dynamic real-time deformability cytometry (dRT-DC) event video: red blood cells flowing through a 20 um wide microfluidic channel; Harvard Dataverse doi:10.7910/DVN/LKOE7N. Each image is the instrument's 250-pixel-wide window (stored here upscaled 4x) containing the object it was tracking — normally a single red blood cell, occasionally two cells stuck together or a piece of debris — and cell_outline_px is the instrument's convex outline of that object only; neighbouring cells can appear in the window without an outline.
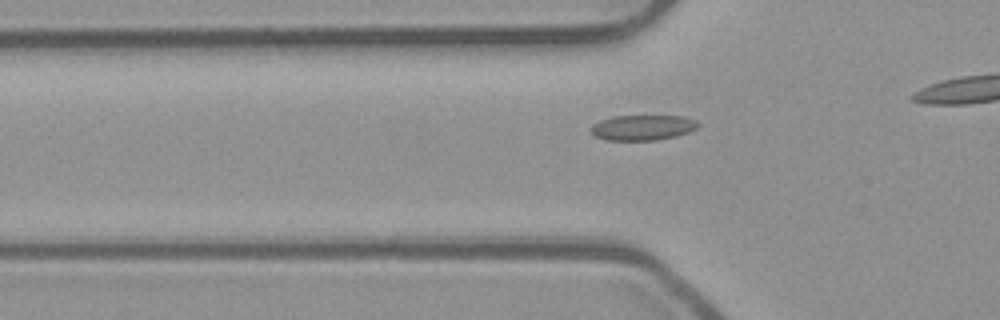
{"species": "common noctule bat (a hibernating species)", "species_latin": "Nyctalus noctula", "temperature_condition": "room temperature", "stored_images_in_passage": 33, "camera_frame_rate_fps": 3000, "um_per_image_px": 0.085, "animal": {"sex": "male", "body_mass_g": 23.1, "forearm_length_mm": 52.7}, "frame": {"image": 1, "passage_image": 8, "time_ms": 2.333, "image_size_px": [1000, 320], "cell_outline_px": [[700, 124], [696, 128], [688, 132], [676, 136], [656, 140], [604, 140], [596, 136], [588, 128], [592, 124], [600, 120], [612, 116], [684, 116], [696, 120]], "centroid_in_image_um": [54.6, 10.84], "position_along_channel_um": 71.2, "area_um2": 15.9}}
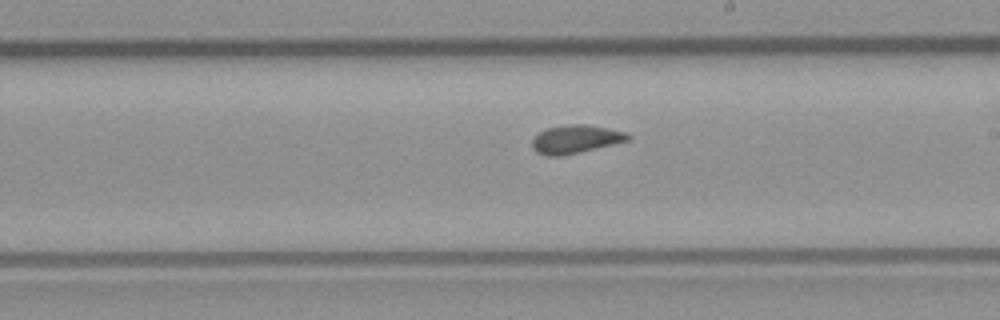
{"frame": {"image": 2, "passage_image": 21, "time_ms": 6.667, "image_size_px": [1000, 320], "cell_outline_px": [[632, 136], [628, 140], [560, 156], [548, 156], [536, 152], [532, 144], [532, 140], [540, 132], [548, 128], [568, 124], [588, 124], [608, 128], [624, 132]], "centroid_in_image_um": [48.91, 11.81], "position_along_channel_um": 240.1, "area_um2": 15.37}}
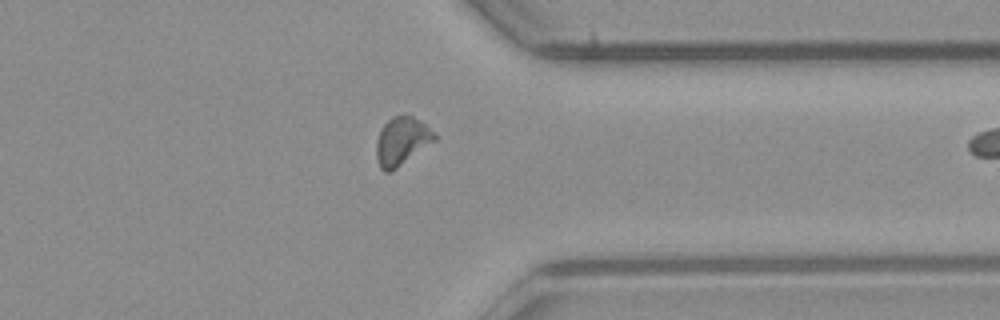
{"frame": {"image": 3, "passage_image": 32, "time_ms": 10.333, "image_size_px": [1000, 320], "cell_outline_px": [[436, 140], [392, 172], [384, 172], [380, 168], [376, 156], [376, 140], [384, 124], [392, 116], [412, 116], [420, 120], [436, 136]], "centroid_in_image_um": [34.12, 12.03], "position_along_channel_um": 377.3, "area_um2": 16.18}}